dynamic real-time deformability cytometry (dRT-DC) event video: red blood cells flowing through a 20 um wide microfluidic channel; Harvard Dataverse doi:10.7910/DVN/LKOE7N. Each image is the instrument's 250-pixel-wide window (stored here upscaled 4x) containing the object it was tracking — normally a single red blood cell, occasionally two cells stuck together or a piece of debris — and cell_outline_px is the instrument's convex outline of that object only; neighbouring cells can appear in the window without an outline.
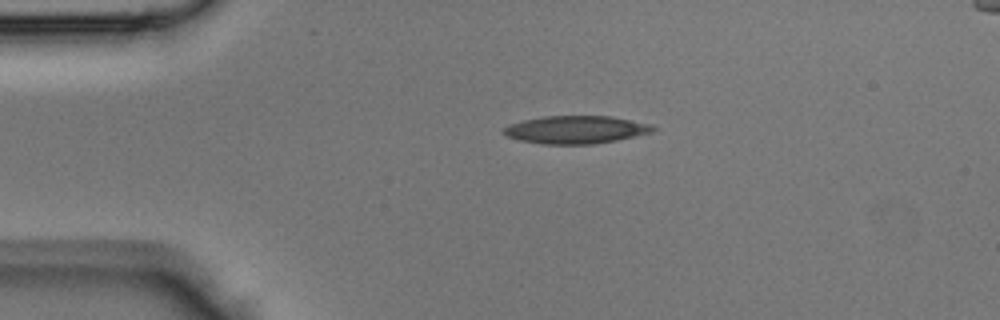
{"species": "Egyptian fruit bat (a non-hibernating species)", "species_latin": "Rousettus aegyptiacus", "temperature_condition": "room temperature", "stored_images_in_passage": 34, "camera_frame_rate_fps": 3000, "um_per_image_px": 0.085, "animal": {"sex": "male"}, "frame": {"image": 1, "passage_image": 1, "time_ms": 0.0, "image_size_px": [1000, 320], "cell_outline_px": [[656, 128], [652, 132], [616, 140], [592, 144], [544, 144], [520, 140], [504, 136], [504, 128], [512, 124], [524, 120], [544, 116], [612, 116], [652, 124]], "centroid_in_image_um": [48.97, 11.02], "position_along_channel_um": 36.0, "area_um2": 24.04}}
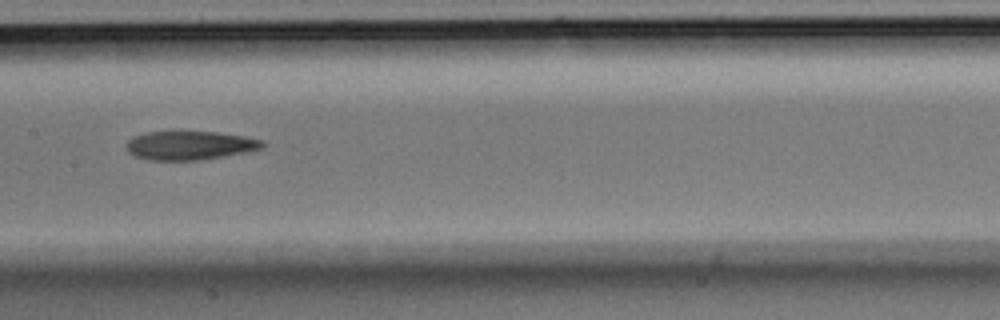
{"frame": {"image": 2, "passage_image": 13, "time_ms": 4.0, "image_size_px": [1000, 320], "cell_outline_px": [[268, 144], [264, 148], [248, 152], [200, 160], [148, 160], [136, 156], [128, 152], [128, 140], [136, 136], [148, 132], [172, 128], [216, 132], [244, 136], [264, 140]], "centroid_in_image_um": [16.19, 12.31], "position_along_channel_um": 191.2, "area_um2": 23.76}}
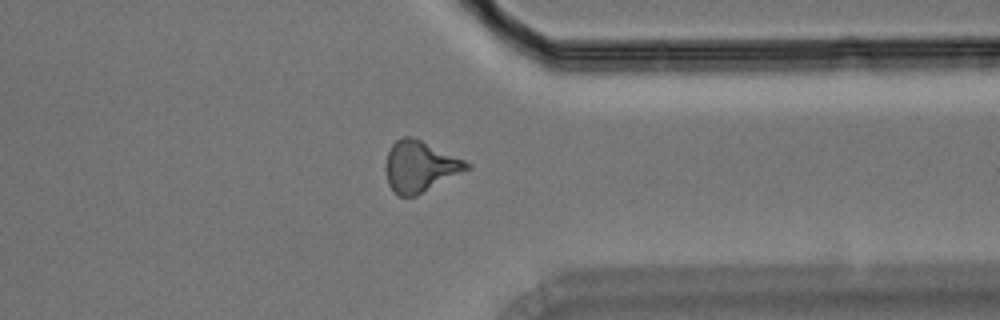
{"frame": {"image": 3, "passage_image": 25, "time_ms": 8.0, "image_size_px": [1000, 320], "cell_outline_px": [[472, 168], [416, 196], [400, 196], [388, 184], [384, 168], [384, 164], [388, 152], [392, 144], [396, 140], [404, 136], [412, 136], [464, 160], [472, 164]], "centroid_in_image_um": [35.69, 14.15], "position_along_channel_um": 375.7, "area_um2": 24.1}}